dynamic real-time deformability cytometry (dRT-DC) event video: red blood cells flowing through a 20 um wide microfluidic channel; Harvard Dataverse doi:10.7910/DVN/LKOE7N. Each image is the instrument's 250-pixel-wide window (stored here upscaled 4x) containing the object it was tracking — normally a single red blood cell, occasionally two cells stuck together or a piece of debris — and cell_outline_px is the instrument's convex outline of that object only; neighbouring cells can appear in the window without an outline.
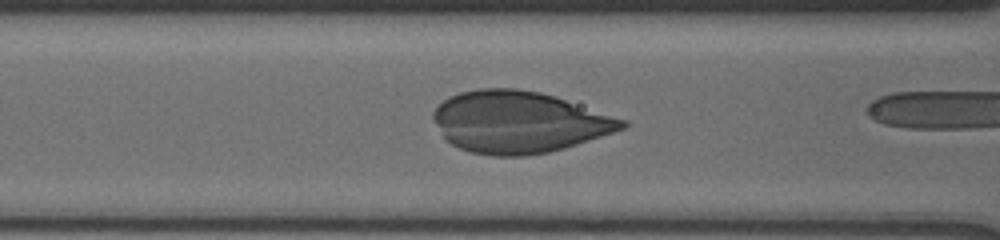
{"species": "human", "species_latin": "Homo sapiens", "temperature_condition": "cold", "stored_images_in_passage": 8, "camera_frame_rate_fps": 3000, "um_per_image_px": 0.085, "donor": {"sex": "male"}, "frame": {"image": 1, "passage_image": 6, "time_ms": 1.667, "image_size_px": [1000, 240], "cell_outline_px": [[628, 124], [624, 128], [564, 148], [548, 152], [524, 156], [492, 156], [468, 152], [444, 140], [432, 116], [432, 112], [448, 96], [460, 92], [480, 88], [516, 88], [540, 92], [628, 120]], "centroid_in_image_um": [44.05, 10.38], "position_along_channel_um": 122.5, "area_um2": 67.63}}